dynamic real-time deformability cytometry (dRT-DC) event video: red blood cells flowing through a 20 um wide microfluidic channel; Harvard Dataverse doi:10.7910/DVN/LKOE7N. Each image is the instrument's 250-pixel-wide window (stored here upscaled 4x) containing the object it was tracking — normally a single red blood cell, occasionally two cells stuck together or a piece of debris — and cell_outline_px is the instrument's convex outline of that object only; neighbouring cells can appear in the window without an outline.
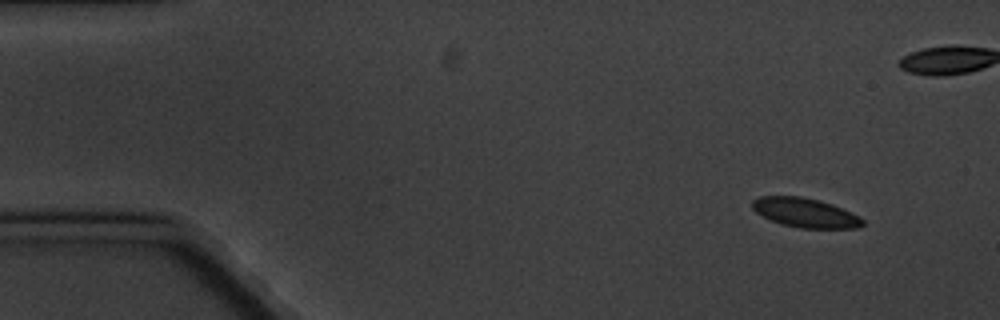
{"species": "common noctule bat (a hibernating species)", "species_latin": "Nyctalus noctula", "temperature_condition": "cold", "stored_images_in_passage": 5, "camera_frame_rate_fps": 3000, "um_per_image_px": 0.085, "animal": {"sex": "male", "body_mass_g": 20.1, "forearm_length_mm": 53.5}, "frame": {"image": 1, "passage_image": 1, "time_ms": 0.0, "image_size_px": [1000, 320], "cell_outline_px": [[864, 224], [860, 228], [800, 228], [780, 224], [756, 212], [752, 208], [752, 200], [760, 196], [800, 196], [820, 200], [832, 204], [860, 216], [864, 220]], "centroid_in_image_um": [68.46, 18.08], "position_along_channel_um": 16.5, "area_um2": 18.9}}